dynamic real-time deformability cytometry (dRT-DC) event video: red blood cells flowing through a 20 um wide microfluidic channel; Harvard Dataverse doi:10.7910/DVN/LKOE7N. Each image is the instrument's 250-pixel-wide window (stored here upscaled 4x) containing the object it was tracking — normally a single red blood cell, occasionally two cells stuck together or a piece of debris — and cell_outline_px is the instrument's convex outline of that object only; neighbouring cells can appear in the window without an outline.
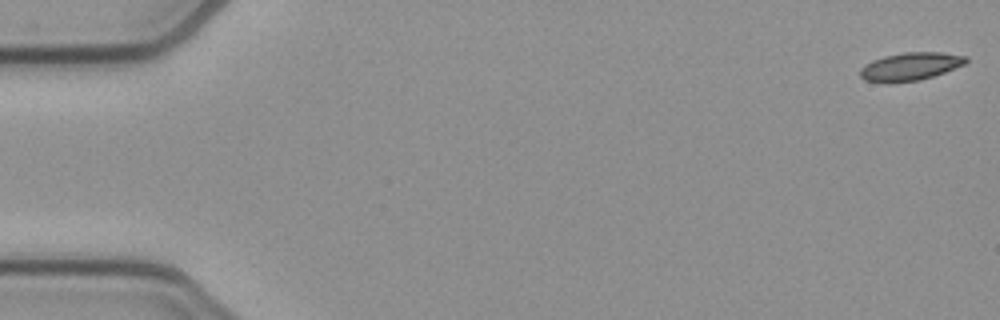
{"species": "common noctule bat (a hibernating species)", "species_latin": "Nyctalus noctula", "temperature_condition": "cold", "stored_images_in_passage": 53, "camera_frame_rate_fps": 3000, "um_per_image_px": 0.085, "animal": {"sex": "female", "body_mass_g": 21.9}, "frame": {"image": 1, "passage_image": 1, "time_ms": 0.0, "image_size_px": [1000, 320], "cell_outline_px": [[968, 60], [964, 64], [944, 72], [920, 80], [892, 84], [884, 84], [864, 80], [860, 76], [860, 68], [864, 64], [872, 60], [884, 56], [904, 52], [940, 52], [968, 56]], "centroid_in_image_um": [77.32, 5.67], "position_along_channel_um": 7.7, "area_um2": 17.57}}
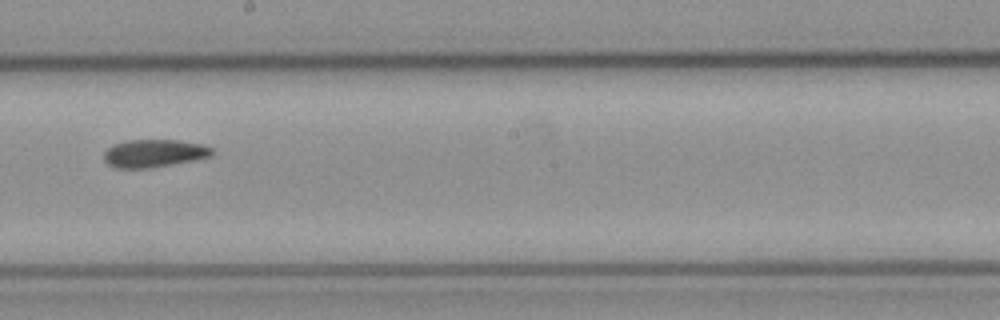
{"frame": {"image": 2, "passage_image": 30, "time_ms": 9.667, "image_size_px": [1000, 320], "cell_outline_px": [[216, 152], [212, 156], [152, 168], [116, 168], [108, 164], [104, 160], [104, 152], [112, 144], [128, 140], [176, 140], [204, 144], [212, 148]], "centroid_in_image_um": [13.11, 13.03], "position_along_channel_um": 235.1, "area_um2": 17.63}}
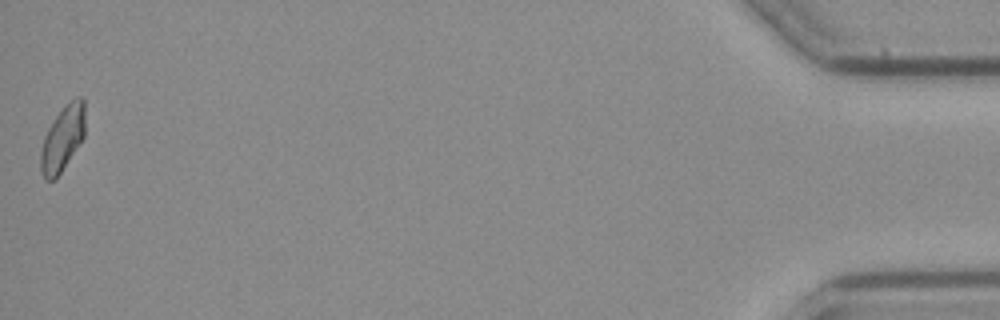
{"frame": {"image": 3, "passage_image": 53, "time_ms": 17.333, "image_size_px": [1000, 320], "cell_outline_px": [[84, 136], [60, 172], [52, 180], [44, 180], [40, 172], [40, 152], [44, 136], [48, 128], [64, 104], [76, 96], [80, 96], [84, 100]], "centroid_in_image_um": [5.29, 11.74], "position_along_channel_um": 429.9, "area_um2": 16.7}, "authors_computed_cell_mechanics": {"area_um2": 17.4556, "velocity_mm_per_s": 3.8595, "shape_relaxation_time_tau1_ms": null, "shape_relaxation_time_tau2_ms": 8.9131, "deformation_change_tau1": null, "deformation_change_tau2": 0.1468}}